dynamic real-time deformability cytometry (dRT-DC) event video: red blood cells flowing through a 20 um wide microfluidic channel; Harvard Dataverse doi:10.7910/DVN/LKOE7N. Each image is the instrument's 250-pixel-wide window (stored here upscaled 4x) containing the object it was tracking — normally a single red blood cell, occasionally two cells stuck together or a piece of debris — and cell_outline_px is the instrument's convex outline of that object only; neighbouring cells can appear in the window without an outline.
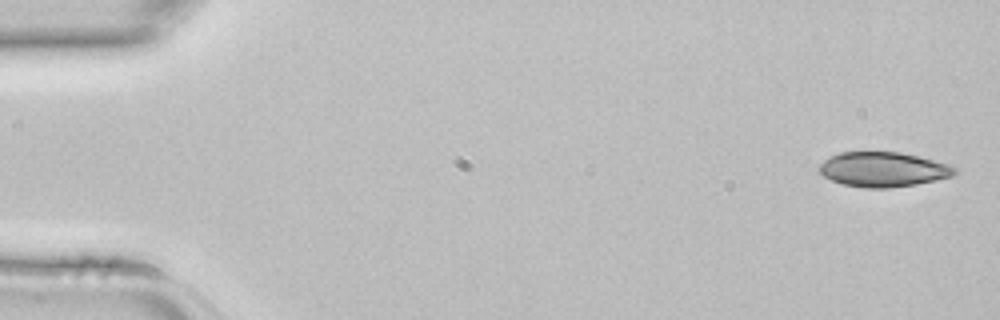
{"species": "common noctule bat (a hibernating species)", "species_latin": "Nyctalus noctula", "temperature_condition": "room temperature", "stored_images_in_passage": 43, "camera_frame_rate_fps": 3000, "um_per_image_px": 0.085, "animal": {"sex": "female", "body_mass_g": 22.7, "forearm_length_mm": 54.2}, "frame": {"image": 1, "passage_image": 1, "time_ms": 0.0, "image_size_px": [1000, 320], "cell_outline_px": [[960, 172], [952, 176], [936, 180], [916, 184], [888, 188], [864, 188], [844, 184], [832, 180], [824, 176], [820, 172], [820, 164], [828, 156], [840, 152], [900, 152], [920, 156], [948, 164], [956, 168]], "centroid_in_image_um": [75.09, 14.39], "position_along_channel_um": 9.9, "area_um2": 27.51}}
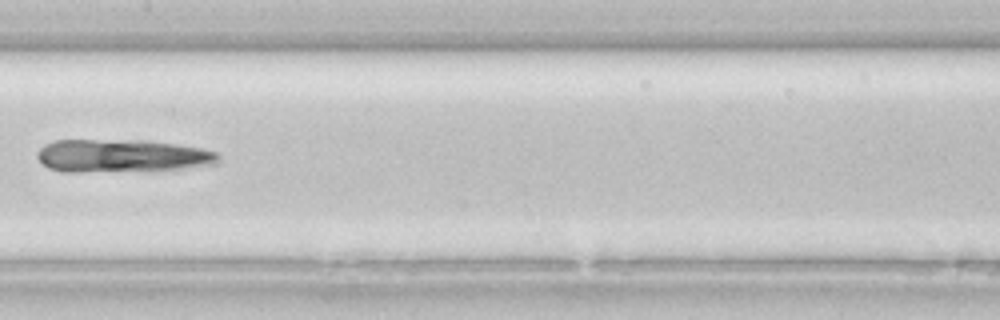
{"frame": {"image": 2, "passage_image": 22, "time_ms": 7.0, "image_size_px": [1000, 320], "cell_outline_px": [[220, 160], [216, 164], [180, 168], [80, 172], [60, 172], [48, 168], [36, 156], [36, 152], [44, 144], [56, 140], [148, 140], [176, 144], [200, 148], [216, 152], [220, 156]], "centroid_in_image_um": [10.31, 13.23], "position_along_channel_um": 197.1, "area_um2": 34.56}}
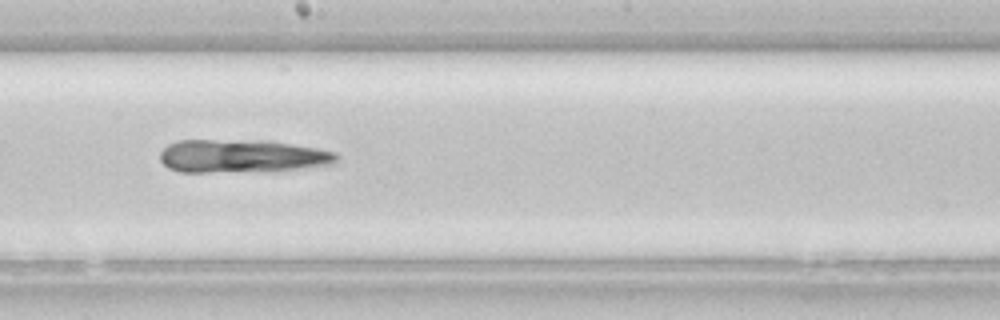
{"frame": {"image": 3, "passage_image": 24, "time_ms": 7.667, "image_size_px": [1000, 320], "cell_outline_px": [[340, 156], [336, 164], [268, 172], [180, 172], [168, 168], [160, 160], [160, 152], [168, 144], [176, 140], [264, 140], [316, 148], [336, 152]], "centroid_in_image_um": [20.58, 13.28], "position_along_channel_um": 227.6, "area_um2": 34.74}}